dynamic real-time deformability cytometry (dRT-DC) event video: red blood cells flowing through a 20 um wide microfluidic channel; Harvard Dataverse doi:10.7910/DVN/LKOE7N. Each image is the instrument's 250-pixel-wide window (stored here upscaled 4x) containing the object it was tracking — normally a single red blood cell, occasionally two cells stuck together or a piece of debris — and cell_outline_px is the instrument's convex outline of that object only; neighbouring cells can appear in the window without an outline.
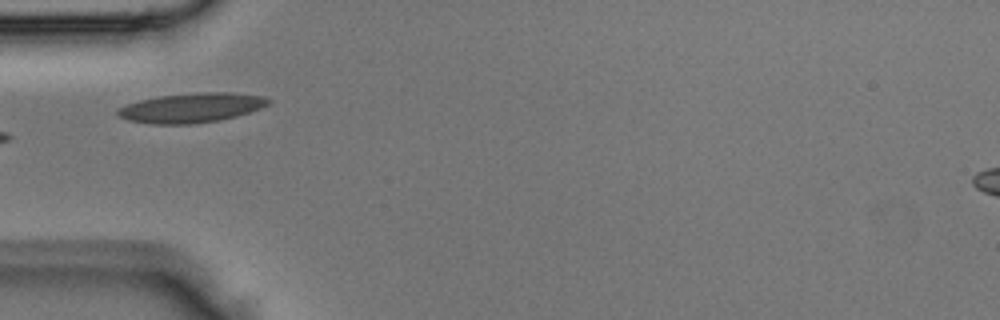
{"species": "Egyptian fruit bat (a non-hibernating species)", "species_latin": "Rousettus aegyptiacus", "temperature_condition": "room temperature", "stored_images_in_passage": 4, "camera_frame_rate_fps": 3000, "um_per_image_px": 0.085, "animal": {"sex": "male"}, "frame": {"image": 1, "passage_image": 4, "time_ms": 1.0, "image_size_px": [1000, 320], "cell_outline_px": [[272, 100], [268, 104], [260, 108], [236, 116], [220, 120], [196, 124], [152, 124], [128, 120], [120, 116], [116, 112], [116, 108], [140, 100], [160, 96], [200, 92], [232, 92], [264, 96]], "centroid_in_image_um": [16.29, 9.16], "position_along_channel_um": 68.7, "area_um2": 25.95}}